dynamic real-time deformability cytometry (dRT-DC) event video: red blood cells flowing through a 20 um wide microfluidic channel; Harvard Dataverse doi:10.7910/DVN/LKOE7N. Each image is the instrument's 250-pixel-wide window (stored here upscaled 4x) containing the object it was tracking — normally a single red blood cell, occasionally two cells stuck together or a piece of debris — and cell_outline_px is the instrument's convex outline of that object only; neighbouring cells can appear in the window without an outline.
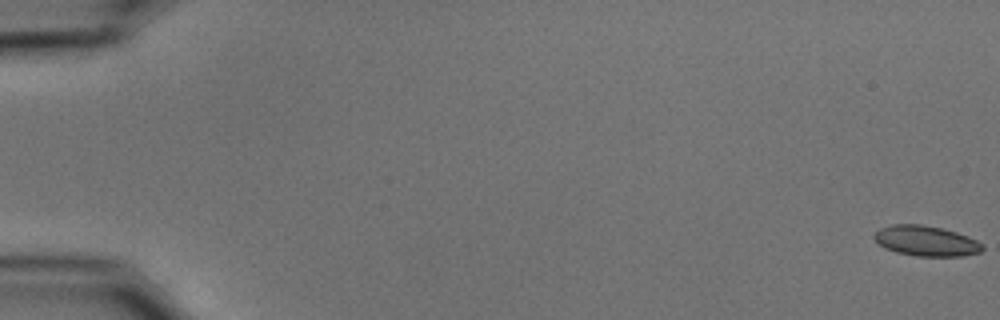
{"species": "common noctule bat (a hibernating species)", "species_latin": "Nyctalus noctula", "temperature_condition": "cold", "stored_images_in_passage": 55, "camera_frame_rate_fps": 3000, "um_per_image_px": 0.085, "animal": {"sex": "male", "body_mass_g": 15.6}, "frame": {"image": 1, "passage_image": 1, "time_ms": 0.0, "image_size_px": [1000, 320], "cell_outline_px": [[984, 248], [980, 252], [964, 256], [916, 256], [896, 252], [884, 248], [872, 236], [880, 228], [892, 224], [920, 224], [940, 228], [956, 232], [968, 236], [984, 244]], "centroid_in_image_um": [78.72, 20.48], "position_along_channel_um": 6.3, "area_um2": 19.13}}
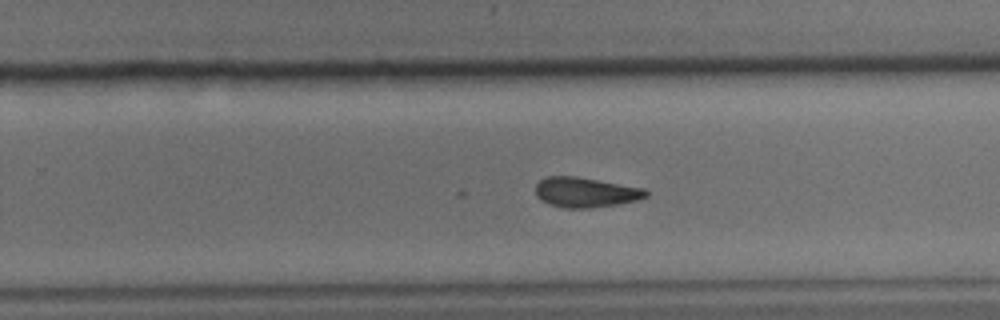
{"frame": {"image": 2, "passage_image": 36, "time_ms": 11.667, "image_size_px": [1000, 320], "cell_outline_px": [[648, 196], [636, 200], [616, 204], [588, 208], [564, 208], [548, 204], [540, 200], [536, 196], [536, 184], [540, 180], [548, 176], [576, 176], [648, 188]], "centroid_in_image_um": [49.78, 16.34], "position_along_channel_um": 280.0, "area_um2": 19.48}}
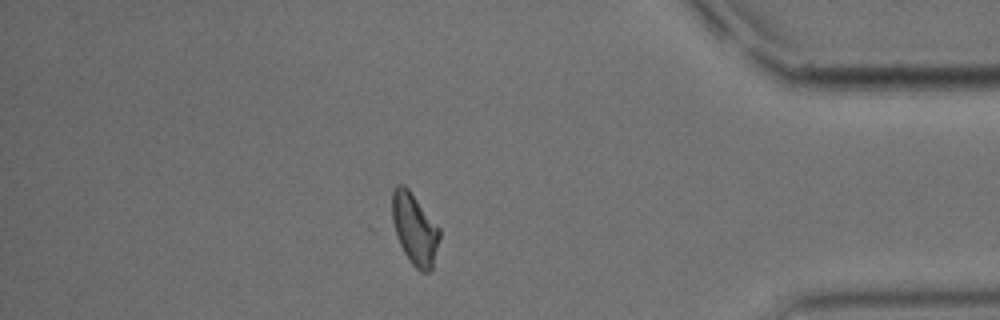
{"frame": {"image": 3, "passage_image": 48, "time_ms": 15.667, "image_size_px": [1000, 320], "cell_outline_px": [[440, 236], [432, 268], [428, 272], [420, 272], [412, 264], [404, 252], [400, 244], [392, 220], [392, 192], [396, 184], [404, 184], [408, 188], [440, 228]], "centroid_in_image_um": [35.24, 19.44], "position_along_channel_um": 400.0, "area_um2": 19.54}, "authors_computed_cell_mechanics": {"area_um2": 19.4786, "velocity_mm_per_s": 3.7433, "shape_relaxation_time_tau1_ms": null, "shape_relaxation_time_tau2_ms": 4.9209, "deformation_change_tau1": null, "deformation_change_tau2": 0.129}}